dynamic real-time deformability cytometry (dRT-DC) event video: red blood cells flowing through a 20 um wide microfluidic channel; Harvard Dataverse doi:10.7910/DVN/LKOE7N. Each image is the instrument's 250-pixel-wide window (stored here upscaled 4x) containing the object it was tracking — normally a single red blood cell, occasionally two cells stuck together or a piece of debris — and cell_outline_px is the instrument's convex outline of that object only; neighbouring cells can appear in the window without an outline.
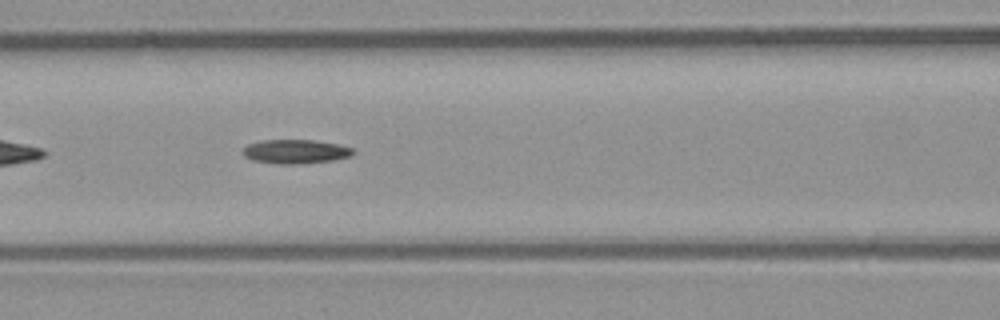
{"species": "common noctule bat (a hibernating species)", "species_latin": "Nyctalus noctula", "temperature_condition": "room temperature", "stored_images_in_passage": 13, "camera_frame_rate_fps": 3000, "um_per_image_px": 0.085, "animal": {"sex": "male", "body_mass_g": 23.1, "forearm_length_mm": 52.7}, "frame": {"image": 1, "passage_image": 8, "time_ms": 2.333, "image_size_px": [1000, 320], "cell_outline_px": [[352, 156], [332, 160], [300, 164], [276, 164], [252, 160], [244, 156], [244, 148], [248, 144], [260, 140], [312, 140], [336, 144], [352, 148]], "centroid_in_image_um": [25.08, 12.89], "position_along_channel_um": 141.5, "area_um2": 15.32}}